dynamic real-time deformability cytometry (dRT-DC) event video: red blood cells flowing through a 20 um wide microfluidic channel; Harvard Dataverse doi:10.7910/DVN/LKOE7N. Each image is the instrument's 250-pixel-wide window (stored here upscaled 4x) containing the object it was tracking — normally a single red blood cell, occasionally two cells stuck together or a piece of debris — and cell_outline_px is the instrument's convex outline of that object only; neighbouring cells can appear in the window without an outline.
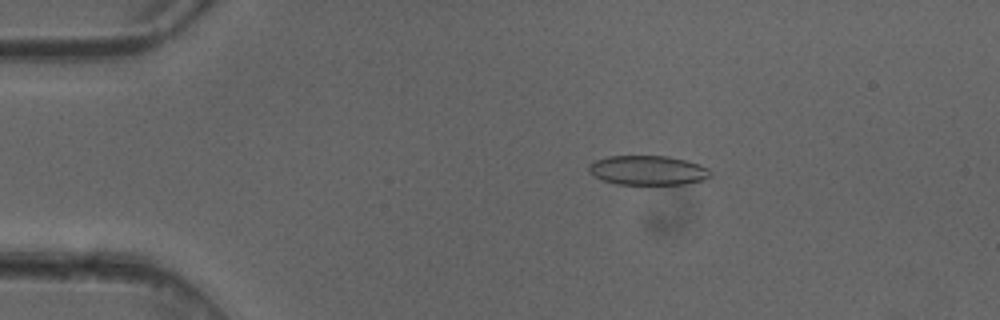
{"species": "common noctule bat (a hibernating species)", "species_latin": "Nyctalus noctula", "temperature_condition": "cold", "stored_images_in_passage": 5, "camera_frame_rate_fps": 3000, "um_per_image_px": 0.085, "animal": {"sex": "female"}, "frame": {"image": 1, "passage_image": 2, "time_ms": 0.333, "image_size_px": [1000, 320], "cell_outline_px": [[712, 176], [704, 180], [684, 184], [616, 184], [600, 180], [592, 176], [588, 172], [588, 164], [596, 160], [608, 156], [668, 156], [700, 164], [708, 168], [712, 172]], "centroid_in_image_um": [55.05, 14.48], "position_along_channel_um": 30.0, "area_um2": 21.15}}
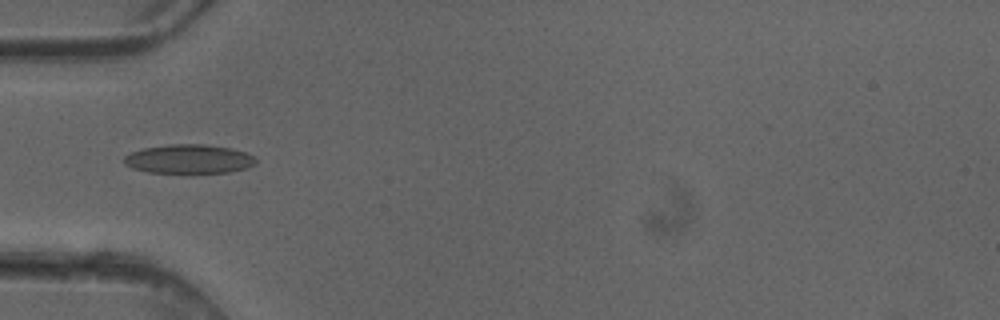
{"frame": {"image": 2, "passage_image": 4, "time_ms": 1.0, "image_size_px": [1000, 320], "cell_outline_px": [[256, 164], [248, 168], [232, 172], [184, 176], [148, 172], [132, 168], [124, 164], [124, 156], [132, 152], [144, 148], [168, 144], [204, 144], [232, 148], [256, 156]], "centroid_in_image_um": [16.09, 13.57], "position_along_channel_um": 68.9, "area_um2": 23.52}}